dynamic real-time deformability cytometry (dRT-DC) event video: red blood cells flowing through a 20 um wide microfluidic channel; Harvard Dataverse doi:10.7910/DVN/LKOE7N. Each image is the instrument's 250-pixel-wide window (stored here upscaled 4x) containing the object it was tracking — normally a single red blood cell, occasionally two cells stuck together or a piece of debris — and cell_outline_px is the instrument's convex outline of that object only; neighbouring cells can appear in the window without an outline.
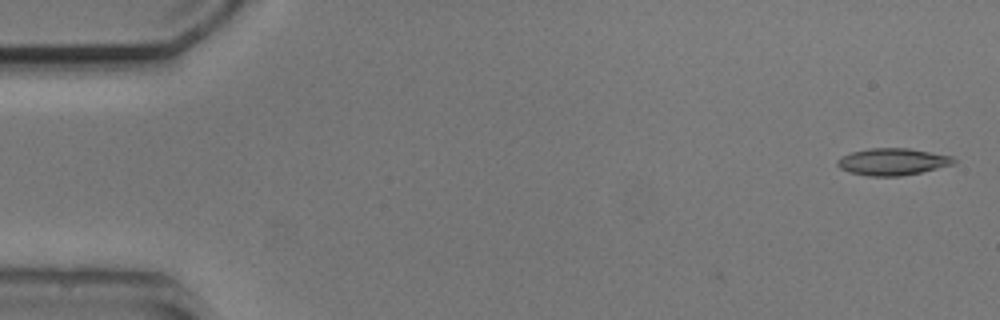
{"species": "common noctule bat (a hibernating species)", "species_latin": "Nyctalus noctula", "temperature_condition": "cold", "stored_images_in_passage": 4, "camera_frame_rate_fps": 3000, "um_per_image_px": 0.085, "animal": {"sex": "male", "body_mass_g": 20.5, "forearm_length_mm": 52.5}, "frame": {"image": 1, "passage_image": 1, "time_ms": 0.0, "image_size_px": [1000, 320], "cell_outline_px": [[956, 164], [920, 172], [900, 176], [868, 176], [848, 172], [840, 168], [836, 164], [836, 160], [852, 152], [868, 148], [908, 148], [952, 156], [956, 160]], "centroid_in_image_um": [75.87, 13.75], "position_along_channel_um": 9.1, "area_um2": 18.26}}
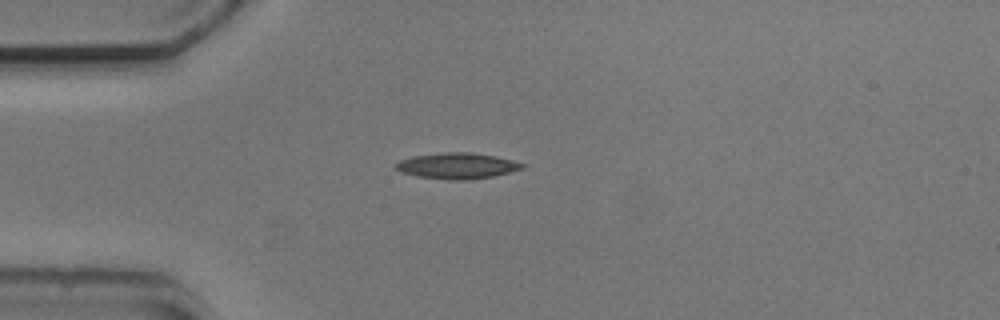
{"frame": {"image": 2, "passage_image": 4, "time_ms": 4.0, "image_size_px": [1000, 320], "cell_outline_px": [[528, 168], [492, 176], [464, 180], [452, 180], [416, 176], [400, 172], [392, 164], [400, 160], [412, 156], [444, 152], [472, 152], [496, 156], [528, 164]], "centroid_in_image_um": [38.88, 14.08], "position_along_channel_um": 46.1, "area_um2": 19.36}}